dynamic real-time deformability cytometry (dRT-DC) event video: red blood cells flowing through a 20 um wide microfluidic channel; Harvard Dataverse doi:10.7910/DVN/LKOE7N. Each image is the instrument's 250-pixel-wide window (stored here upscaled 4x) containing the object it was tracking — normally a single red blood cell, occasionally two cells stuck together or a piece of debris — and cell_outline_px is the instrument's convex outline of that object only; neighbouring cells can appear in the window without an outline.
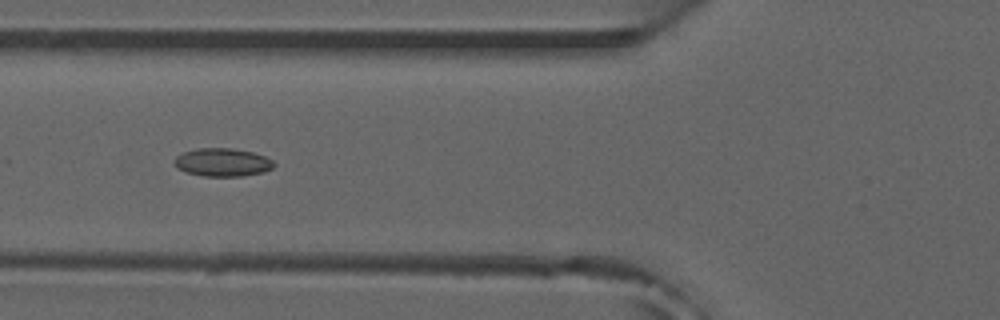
{"species": "common noctule bat (a hibernating species)", "species_latin": "Nyctalus noctula", "temperature_condition": "room temperature", "stored_images_in_passage": 6, "camera_frame_rate_fps": 3000, "um_per_image_px": 0.085, "animal": {"sex": "male", "forearm_length_mm": 52.5}, "frame": {"image": 1, "passage_image": 4, "time_ms": 1.0, "image_size_px": [1000, 320], "cell_outline_px": [[276, 164], [272, 168], [264, 172], [244, 176], [204, 176], [184, 172], [176, 168], [172, 164], [172, 160], [176, 156], [184, 152], [196, 148], [232, 148], [252, 152], [264, 156], [272, 160]], "centroid_in_image_um": [18.87, 13.8], "position_along_channel_um": 106.9, "area_um2": 16.59}}
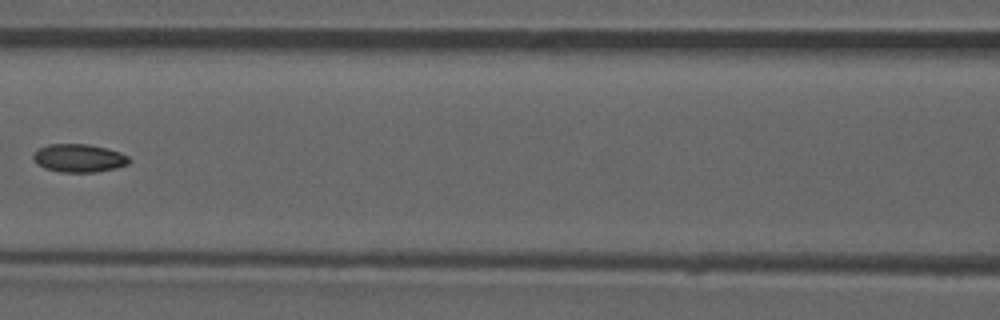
{"frame": {"image": 2, "passage_image": 5, "time_ms": 1.333, "image_size_px": [1000, 320], "cell_outline_px": [[132, 160], [128, 164], [116, 168], [96, 172], [60, 172], [44, 168], [36, 164], [32, 156], [40, 148], [48, 144], [88, 144], [108, 148], [120, 152], [128, 156]], "centroid_in_image_um": [6.73, 13.44], "position_along_channel_um": 159.9, "area_um2": 15.84}}